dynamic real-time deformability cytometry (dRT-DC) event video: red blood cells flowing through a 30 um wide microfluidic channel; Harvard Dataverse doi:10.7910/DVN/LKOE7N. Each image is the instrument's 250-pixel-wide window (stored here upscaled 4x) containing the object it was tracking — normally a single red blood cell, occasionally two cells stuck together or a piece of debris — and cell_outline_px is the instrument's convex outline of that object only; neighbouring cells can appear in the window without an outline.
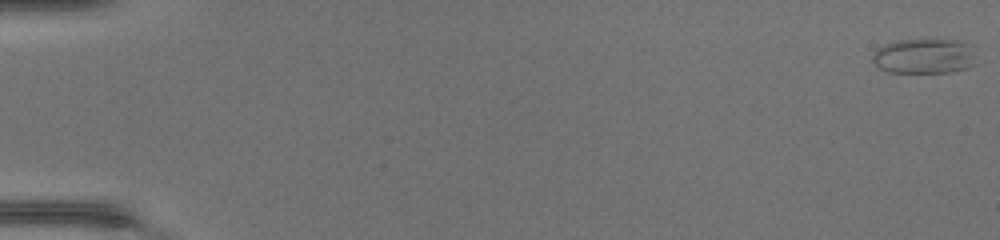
{"species": "common noctule bat (a hibernating species)", "species_latin": "Nyctalus noctula", "temperature_condition": "warm", "stored_images_in_passage": 48, "camera_frame_rate_fps": 3000, "um_per_image_px": 0.085, "animal": {"sex": "female", "body_mass_g": 17.0, "forearm_length_mm": 48.0}, "frame": {"image": 1, "passage_image": 1, "time_ms": 0.0, "image_size_px": [1000, 240], "cell_outline_px": [[972, 64], [968, 68], [948, 72], [888, 72], [880, 68], [872, 60], [872, 56], [876, 48], [884, 44], [896, 40], [960, 40], [972, 44]], "centroid_in_image_um": [78.51, 4.76], "position_along_channel_um": 6.5, "area_um2": 21.04}}
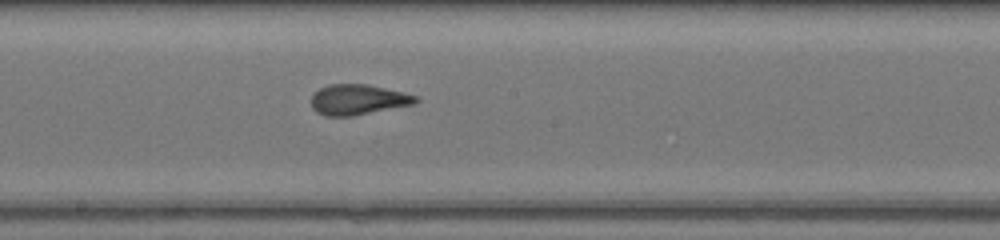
{"frame": {"image": 2, "passage_image": 28, "time_ms": 9.0, "image_size_px": [1000, 240], "cell_outline_px": [[420, 100], [416, 104], [352, 116], [324, 116], [316, 112], [312, 108], [312, 96], [320, 88], [328, 84], [368, 84], [416, 96]], "centroid_in_image_um": [30.42, 8.48], "position_along_channel_um": 217.8, "area_um2": 18.44}}
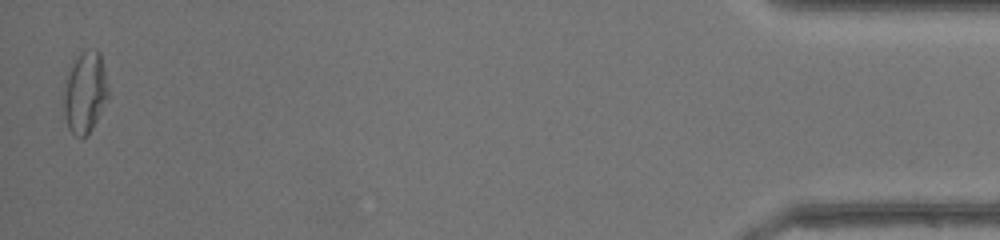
{"frame": {"image": 3, "passage_image": 48, "time_ms": 15.667, "image_size_px": [1000, 240], "cell_outline_px": [[108, 96], [92, 128], [84, 136], [76, 136], [68, 128], [64, 116], [64, 84], [68, 72], [72, 64], [80, 52], [96, 48], [100, 52], [104, 68], [108, 88]], "centroid_in_image_um": [7.21, 7.82], "position_along_channel_um": 428.0, "area_um2": 20.81}, "authors_computed_cell_mechanics": {"area_um2": 19.4786, "velocity_mm_per_s": 4.4653, "shape_relaxation_time_tau1_ms": 3.3977, "shape_relaxation_time_tau2_ms": 0.9891, "deformation_change_tau1": 0.1662, "deformation_change_tau2": 0.0935}}